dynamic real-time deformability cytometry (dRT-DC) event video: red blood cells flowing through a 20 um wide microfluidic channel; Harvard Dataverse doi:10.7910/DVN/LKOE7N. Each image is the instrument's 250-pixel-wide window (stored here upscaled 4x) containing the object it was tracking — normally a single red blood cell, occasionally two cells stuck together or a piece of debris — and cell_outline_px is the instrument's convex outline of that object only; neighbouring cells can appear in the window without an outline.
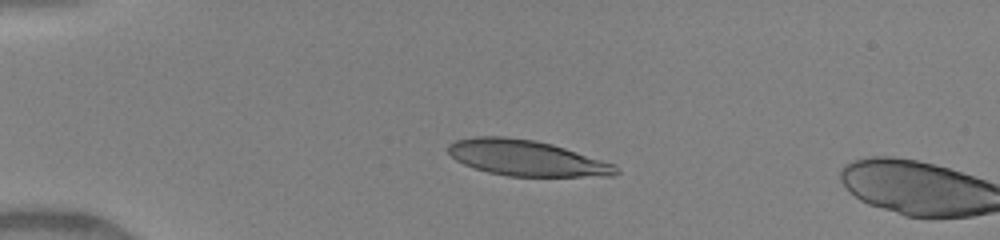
{"species": "human", "species_latin": "Homo sapiens", "temperature_condition": "warm", "stored_images_in_passage": 3, "camera_frame_rate_fps": 3000, "um_per_image_px": 0.085, "donor": {"sex": "female"}, "frame": {"image": 1, "passage_image": 1, "time_ms": 0.0, "image_size_px": [1000, 240], "cell_outline_px": [[620, 172], [616, 176], [508, 176], [488, 172], [464, 164], [456, 160], [448, 152], [448, 144], [456, 140], [476, 136], [504, 136], [536, 140], [552, 144], [616, 164]], "centroid_in_image_um": [44.78, 13.43], "position_along_channel_um": 40.2, "area_um2": 34.97}}